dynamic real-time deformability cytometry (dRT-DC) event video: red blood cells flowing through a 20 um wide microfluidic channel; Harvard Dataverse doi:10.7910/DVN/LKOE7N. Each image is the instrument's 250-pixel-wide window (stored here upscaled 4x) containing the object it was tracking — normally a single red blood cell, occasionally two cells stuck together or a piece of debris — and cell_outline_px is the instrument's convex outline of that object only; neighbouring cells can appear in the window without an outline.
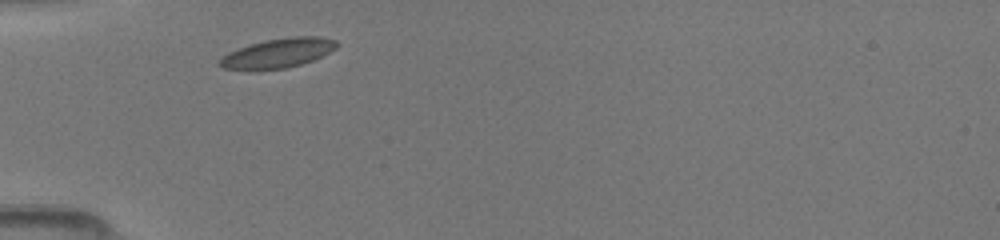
{"species": "common noctule bat (a hibernating species)", "species_latin": "Nyctalus noctula", "temperature_condition": "room temperature", "stored_images_in_passage": 3, "camera_frame_rate_fps": 3000, "um_per_image_px": 0.085, "animal": {"sex": "female", "body_mass_g": 19.5, "forearm_length_mm": 54.1}, "frame": {"image": 1, "passage_image": 1, "time_ms": 0.0, "image_size_px": [1000, 240], "cell_outline_px": [[340, 44], [336, 48], [312, 60], [300, 64], [284, 68], [224, 68], [220, 64], [220, 60], [228, 52], [252, 44], [268, 40], [292, 36], [320, 36], [336, 40]], "centroid_in_image_um": [23.73, 4.47], "position_along_channel_um": 61.3, "area_um2": 19.19}}
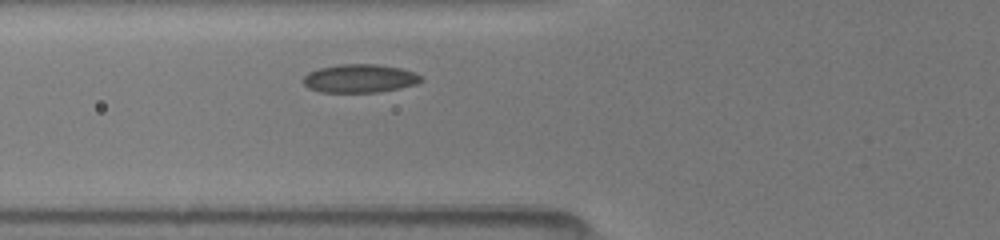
{"frame": {"image": 2, "passage_image": 3, "time_ms": 1.0, "image_size_px": [1000, 240], "cell_outline_px": [[420, 80], [416, 84], [400, 88], [380, 92], [320, 92], [308, 88], [304, 84], [304, 76], [308, 72], [320, 68], [340, 64], [376, 64], [400, 68], [412, 72], [420, 76]], "centroid_in_image_um": [30.54, 6.67], "position_along_channel_um": 95.3, "area_um2": 19.31}}